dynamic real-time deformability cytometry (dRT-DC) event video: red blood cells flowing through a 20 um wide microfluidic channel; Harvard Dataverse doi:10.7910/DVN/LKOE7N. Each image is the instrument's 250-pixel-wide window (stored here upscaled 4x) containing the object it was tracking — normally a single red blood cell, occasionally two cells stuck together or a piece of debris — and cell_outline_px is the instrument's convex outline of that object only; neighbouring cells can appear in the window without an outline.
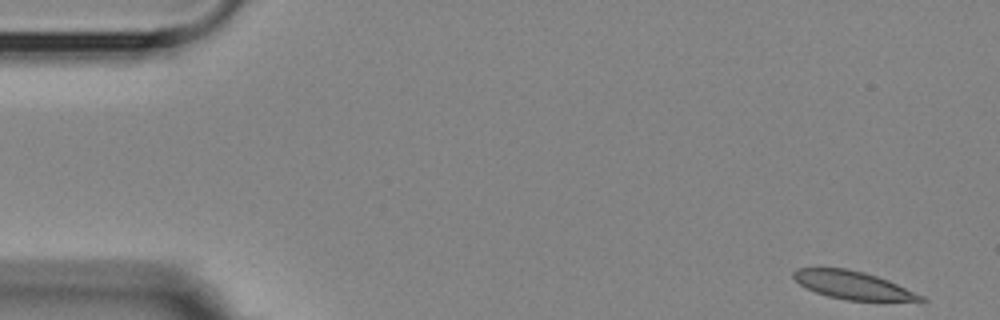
{"species": "Egyptian fruit bat (a non-hibernating species)", "species_latin": "Rousettus aegyptiacus", "temperature_condition": "room temperature", "stored_images_in_passage": 4, "camera_frame_rate_fps": 3000, "um_per_image_px": 0.085, "animal": {"sex": "female"}, "frame": {"image": 1, "passage_image": 1, "time_ms": 0.0, "image_size_px": [1000, 320], "cell_outline_px": [[928, 300], [848, 300], [828, 296], [816, 292], [800, 284], [792, 276], [792, 272], [796, 268], [844, 268], [864, 272], [888, 280], [924, 296]], "centroid_in_image_um": [72.45, 24.22], "position_along_channel_um": 12.5, "area_um2": 20.29}}